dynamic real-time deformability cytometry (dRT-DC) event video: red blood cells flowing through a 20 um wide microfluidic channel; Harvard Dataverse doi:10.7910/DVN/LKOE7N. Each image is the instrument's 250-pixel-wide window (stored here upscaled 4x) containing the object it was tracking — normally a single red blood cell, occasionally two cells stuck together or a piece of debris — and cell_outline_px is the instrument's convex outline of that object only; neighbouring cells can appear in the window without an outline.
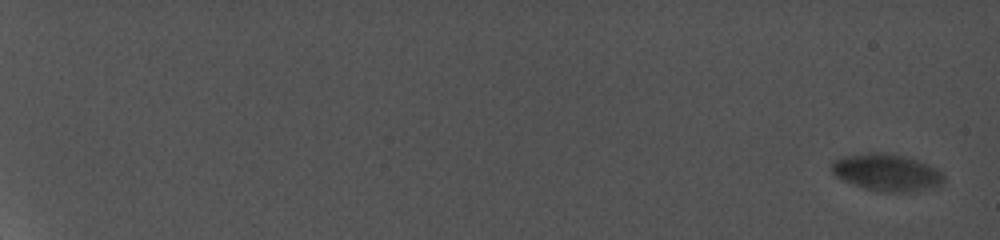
{"species": "common noctule bat (a hibernating species)", "species_latin": "Nyctalus noctula", "temperature_condition": "cold", "stored_images_in_passage": 9, "camera_frame_rate_fps": 5000, "um_per_image_px": 0.085, "animal": {"sex": "female", "body_mass_g": 19.0, "forearm_length_mm": 56.7}, "frame": {"image": 1, "passage_image": 1, "time_ms": 0.0, "image_size_px": [1000, 240], "cell_outline_px": [[936, 180], [928, 184], [896, 188], [880, 188], [860, 184], [848, 180], [840, 176], [832, 168], [832, 164], [836, 160], [852, 156], [896, 156], [920, 164], [936, 172]], "centroid_in_image_um": [75.11, 14.59], "position_along_channel_um": 9.9, "area_um2": 18.44}}
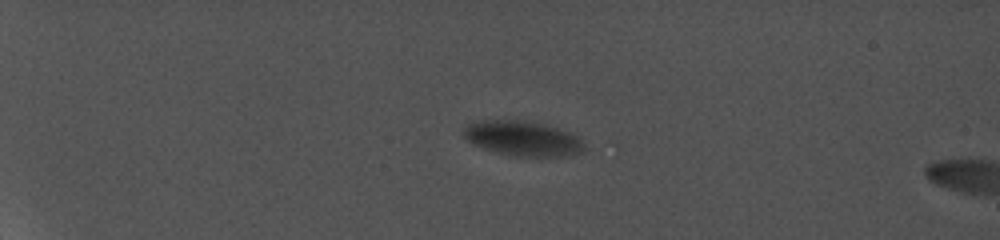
{"frame": {"image": 2, "passage_image": 8, "time_ms": 6.0, "image_size_px": [1000, 240], "cell_outline_px": [[576, 148], [556, 152], [512, 152], [492, 148], [480, 144], [472, 140], [468, 136], [468, 128], [472, 124], [532, 124], [552, 128], [576, 140]], "centroid_in_image_um": [44.27, 11.72], "position_along_channel_um": 40.7, "area_um2": 17.69}}